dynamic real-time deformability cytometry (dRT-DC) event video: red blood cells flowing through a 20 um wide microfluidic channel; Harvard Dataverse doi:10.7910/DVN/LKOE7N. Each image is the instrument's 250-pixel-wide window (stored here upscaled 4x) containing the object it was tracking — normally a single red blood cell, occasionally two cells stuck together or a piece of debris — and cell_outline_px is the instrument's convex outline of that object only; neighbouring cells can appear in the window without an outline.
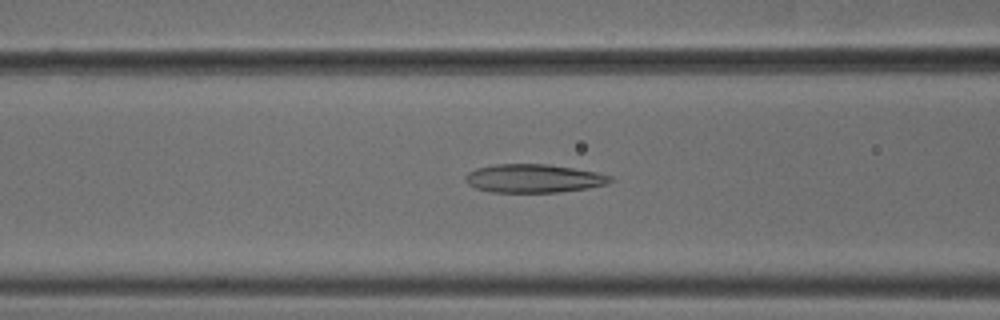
{"species": "common noctule bat (a hibernating species)", "species_latin": "Nyctalus noctula", "temperature_condition": "cold", "stored_images_in_passage": 53, "camera_frame_rate_fps": 3000, "um_per_image_px": 0.085, "animal": {"sex": "male", "body_mass_g": 18.8}, "frame": {"image": 1, "passage_image": 21, "time_ms": 6.667, "image_size_px": [1000, 320], "cell_outline_px": [[616, 180], [608, 184], [588, 188], [560, 192], [492, 192], [476, 188], [468, 184], [464, 180], [464, 176], [468, 172], [476, 168], [496, 164], [548, 164], [596, 172], [612, 176]], "centroid_in_image_um": [45.38, 15.16], "position_along_channel_um": 121.2, "area_um2": 24.16}}
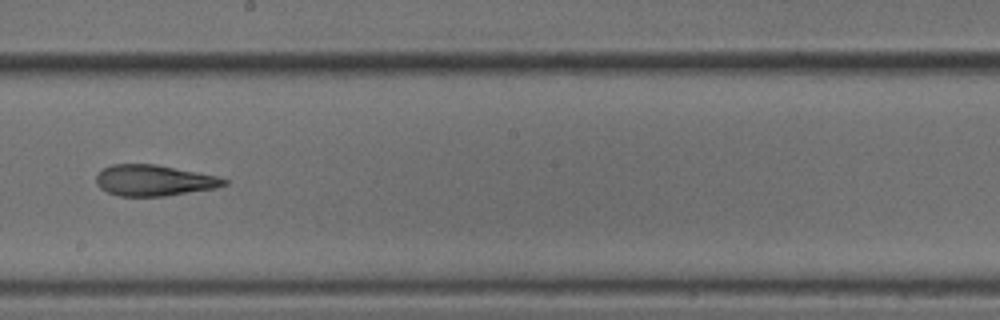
{"frame": {"image": 2, "passage_image": 30, "time_ms": 9.667, "image_size_px": [1000, 320], "cell_outline_px": [[228, 184], [216, 188], [164, 196], [120, 196], [108, 192], [100, 188], [96, 184], [96, 176], [104, 168], [112, 164], [156, 164], [220, 176], [228, 180]], "centroid_in_image_um": [13.12, 15.33], "position_along_channel_um": 235.1, "area_um2": 23.18}}
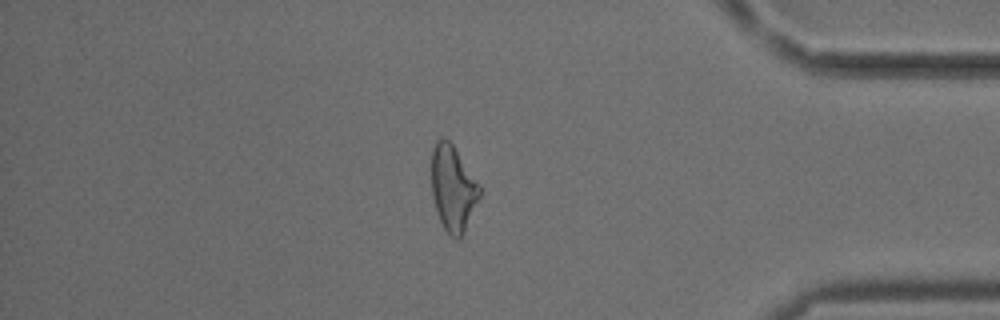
{"frame": {"image": 3, "passage_image": 45, "time_ms": 14.667, "image_size_px": [1000, 320], "cell_outline_px": [[480, 196], [464, 232], [460, 240], [456, 240], [448, 236], [440, 220], [432, 196], [432, 148], [436, 140], [440, 136], [444, 136], [452, 144], [480, 184]], "centroid_in_image_um": [38.5, 16.01], "position_along_channel_um": 396.7, "area_um2": 24.1}, "authors_computed_cell_mechanics": {"area_um2": 25.0274, "velocity_mm_per_s": 3.7867, "shape_relaxation_time_tau1_ms": null, "shape_relaxation_time_tau2_ms": 2.9344, "deformation_change_tau1": null, "deformation_change_tau2": 0.1294}}